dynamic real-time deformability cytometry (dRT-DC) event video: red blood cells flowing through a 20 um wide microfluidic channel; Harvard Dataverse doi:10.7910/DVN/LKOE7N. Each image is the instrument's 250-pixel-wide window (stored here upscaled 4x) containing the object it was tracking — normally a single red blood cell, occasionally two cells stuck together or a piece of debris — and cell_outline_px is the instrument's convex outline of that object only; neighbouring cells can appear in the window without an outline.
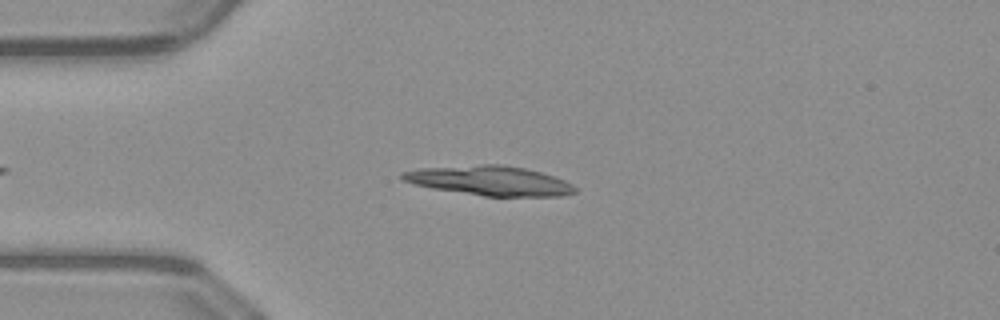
{"species": "common noctule bat (a hibernating species)", "species_latin": "Nyctalus noctula", "temperature_condition": "warm", "stored_images_in_passage": 42, "camera_frame_rate_fps": 3000, "um_per_image_px": 0.085, "animal": {"sex": "male", "body_mass_g": 23.1, "forearm_length_mm": 52.7}, "frame": {"image": 1, "passage_image": 8, "time_ms": 2.333, "image_size_px": [1000, 320], "cell_outline_px": [[576, 192], [560, 196], [484, 196], [432, 188], [416, 184], [404, 180], [400, 176], [400, 172], [424, 168], [480, 164], [504, 164], [524, 168], [540, 172], [564, 180], [572, 184], [576, 188]], "centroid_in_image_um": [41.64, 15.35], "position_along_channel_um": 43.4, "area_um2": 29.48}}